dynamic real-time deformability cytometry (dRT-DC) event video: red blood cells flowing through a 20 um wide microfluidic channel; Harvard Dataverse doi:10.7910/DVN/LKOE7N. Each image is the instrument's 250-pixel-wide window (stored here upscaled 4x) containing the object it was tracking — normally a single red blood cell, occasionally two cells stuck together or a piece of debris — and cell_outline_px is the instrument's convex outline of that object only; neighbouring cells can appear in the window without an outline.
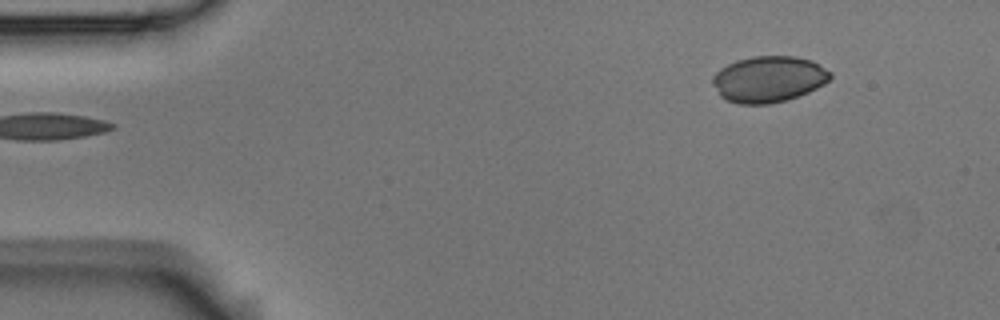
{"species": "Egyptian fruit bat (a non-hibernating species)", "species_latin": "Rousettus aegyptiacus", "temperature_condition": "room temperature", "stored_images_in_passage": 5, "camera_frame_rate_fps": 3000, "um_per_image_px": 0.085, "animal": {"sex": "male"}, "frame": {"image": 1, "passage_image": 1, "time_ms": 0.0, "image_size_px": [1000, 320], "cell_outline_px": [[832, 76], [824, 84], [808, 92], [788, 100], [768, 104], [736, 104], [724, 100], [720, 96], [712, 84], [712, 76], [720, 68], [736, 60], [752, 56], [796, 56], [812, 60], [832, 72]], "centroid_in_image_um": [65.31, 6.73], "position_along_channel_um": 19.7, "area_um2": 32.02}}
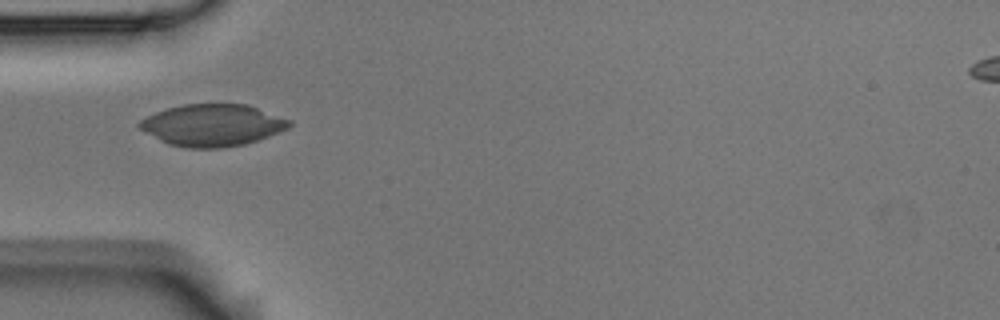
{"frame": {"image": 2, "passage_image": 4, "time_ms": 1.0, "image_size_px": [1000, 320], "cell_outline_px": [[292, 124], [288, 128], [268, 136], [244, 144], [224, 148], [188, 148], [168, 144], [160, 140], [140, 128], [136, 124], [140, 120], [156, 112], [168, 108], [184, 104], [248, 104], [292, 120]], "centroid_in_image_um": [18.08, 10.63], "position_along_channel_um": 66.9, "area_um2": 36.47}}
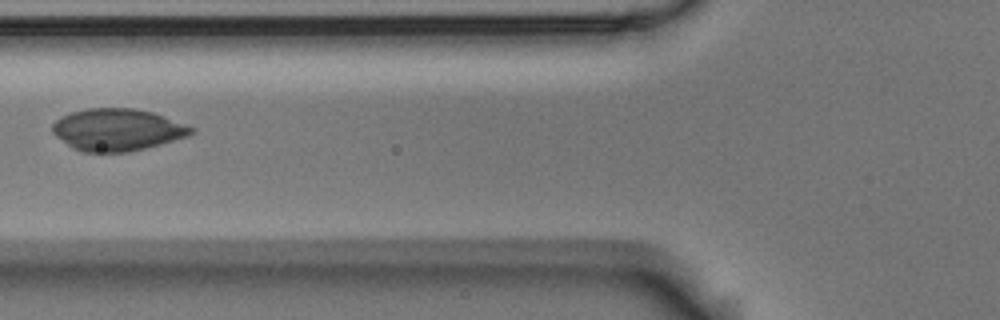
{"frame": {"image": 3, "passage_image": 5, "time_ms": 1.333, "image_size_px": [1000, 320], "cell_outline_px": [[196, 132], [188, 136], [160, 144], [128, 152], [80, 152], [72, 148], [56, 136], [52, 132], [52, 124], [56, 120], [72, 112], [88, 108], [132, 108], [152, 112], [164, 116], [196, 128]], "centroid_in_image_um": [9.98, 11.03], "position_along_channel_um": 115.8, "area_um2": 33.99}}